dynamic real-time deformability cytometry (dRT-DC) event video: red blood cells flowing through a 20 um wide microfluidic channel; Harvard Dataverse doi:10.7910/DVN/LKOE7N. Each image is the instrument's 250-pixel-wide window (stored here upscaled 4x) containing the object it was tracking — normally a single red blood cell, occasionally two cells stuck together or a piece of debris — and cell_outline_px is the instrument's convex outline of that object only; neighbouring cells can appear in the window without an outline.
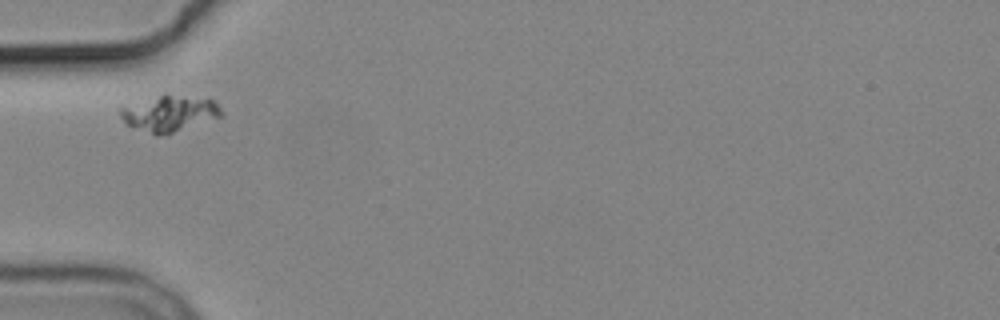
{"species": "common noctule bat (a hibernating species)", "species_latin": "Nyctalus noctula", "temperature_condition": "cold", "stored_images_in_passage": 7, "camera_frame_rate_fps": 3000, "um_per_image_px": 0.085, "animal": {"sex": "male", "body_mass_g": 19.2, "forearm_length_mm": 51.8}, "frame": {"image": 1, "passage_image": 1, "time_ms": 0.0, "image_size_px": [1000, 320], "cell_outline_px": [[224, 116], [168, 136], [156, 136], [128, 124], [120, 116], [120, 108], [164, 92], [212, 100], [220, 108]], "centroid_in_image_um": [14.44, 9.65], "position_along_channel_um": 70.6, "area_um2": 21.68}}
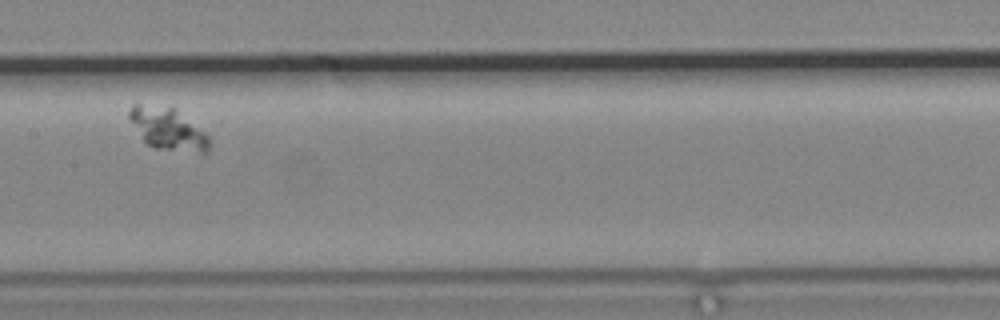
{"frame": {"image": 2, "passage_image": 4, "time_ms": 3.667, "image_size_px": [1000, 320], "cell_outline_px": [[212, 144], [208, 152], [200, 152], [156, 148], [148, 144], [144, 140], [128, 116], [128, 112], [132, 104], [140, 104], [176, 108], [204, 132], [212, 140]], "centroid_in_image_um": [14.31, 10.95], "position_along_channel_um": 193.1, "area_um2": 19.25}}
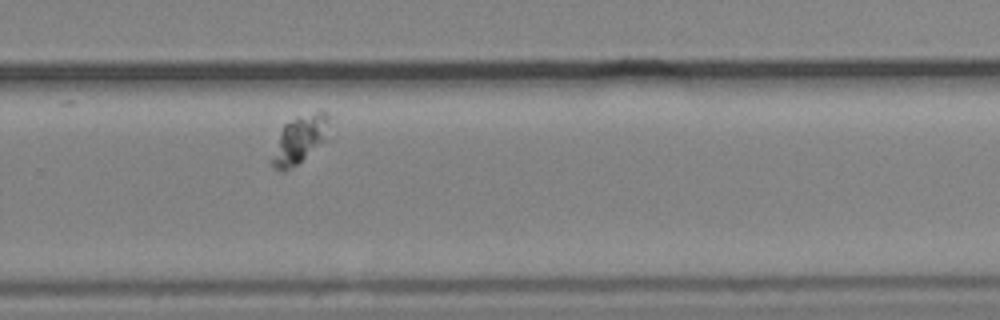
{"frame": {"image": 3, "passage_image": 7, "time_ms": 7.0, "image_size_px": [1000, 320], "cell_outline_px": [[332, 116], [324, 140], [296, 164], [284, 172], [272, 168], [272, 160], [280, 132], [284, 124], [296, 116], [320, 108], [328, 112]], "centroid_in_image_um": [25.52, 11.75], "position_along_channel_um": 304.3, "area_um2": 15.84}}